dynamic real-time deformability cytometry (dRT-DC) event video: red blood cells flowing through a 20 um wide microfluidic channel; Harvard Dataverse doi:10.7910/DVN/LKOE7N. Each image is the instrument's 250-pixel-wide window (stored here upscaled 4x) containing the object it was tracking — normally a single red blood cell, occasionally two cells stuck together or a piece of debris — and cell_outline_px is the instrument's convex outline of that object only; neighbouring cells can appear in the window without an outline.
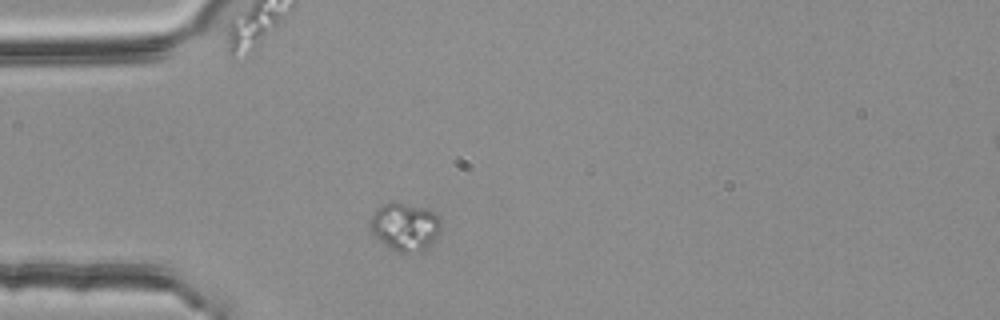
{"species": "common noctule bat (a hibernating species)", "species_latin": "Nyctalus noctula", "temperature_condition": "room temperature", "stored_images_in_passage": 1, "camera_frame_rate_fps": 3000, "um_per_image_px": 0.085, "animal": {"sex": "female", "body_mass_g": 25.1}, "frame": {"image": 1, "passage_image": 1, "time_ms": 0.0, "image_size_px": [1000, 320], "cell_outline_px": [[440, 232], [432, 244], [420, 252], [396, 252], [380, 240], [372, 232], [368, 224], [376, 208], [380, 204], [388, 200], [396, 200], [424, 208], [436, 212], [440, 216]], "centroid_in_image_um": [34.42, 19.22], "position_along_channel_um": 50.6, "area_um2": 20.29}}